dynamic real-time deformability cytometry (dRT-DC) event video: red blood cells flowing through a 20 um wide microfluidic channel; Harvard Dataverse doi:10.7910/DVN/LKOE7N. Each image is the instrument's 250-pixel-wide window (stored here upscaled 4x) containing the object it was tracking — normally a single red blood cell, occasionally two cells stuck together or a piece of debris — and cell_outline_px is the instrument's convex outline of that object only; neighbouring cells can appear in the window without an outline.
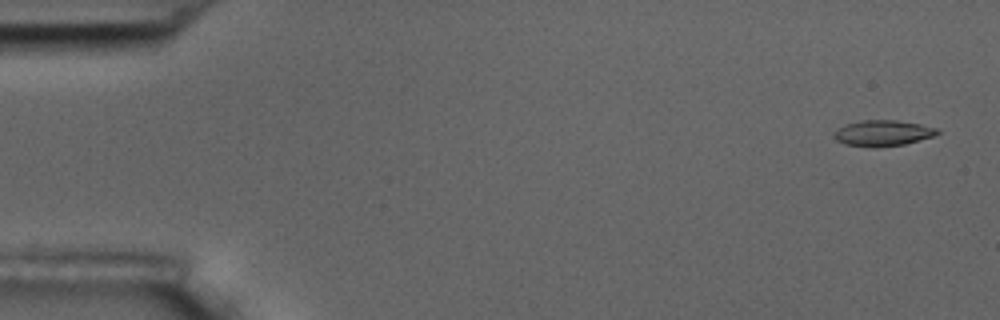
{"species": "common noctule bat (a hibernating species)", "species_latin": "Nyctalus noctula", "temperature_condition": "room temperature", "stored_images_in_passage": 9, "camera_frame_rate_fps": 3000, "um_per_image_px": 0.085, "animal": {"sex": "male", "body_mass_g": 17.5, "forearm_length_mm": 52.3}, "frame": {"image": 1, "passage_image": 1, "time_ms": 0.0, "image_size_px": [1000, 320], "cell_outline_px": [[940, 132], [932, 136], [904, 144], [876, 148], [844, 144], [836, 140], [832, 136], [836, 128], [844, 124], [860, 120], [896, 120], [920, 124], [940, 128]], "centroid_in_image_um": [74.99, 11.31], "position_along_channel_um": 10.0, "area_um2": 15.78}}
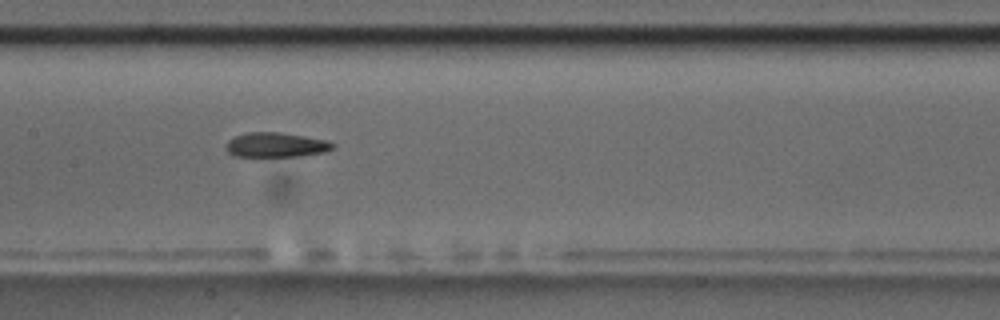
{"frame": {"image": 2, "passage_image": 8, "time_ms": 8.667, "image_size_px": [1000, 320], "cell_outline_px": [[336, 148], [324, 152], [300, 156], [232, 156], [228, 152], [228, 140], [236, 136], [248, 132], [280, 132], [328, 140], [336, 144]], "centroid_in_image_um": [23.53, 12.31], "position_along_channel_um": 183.9, "area_um2": 15.32}}
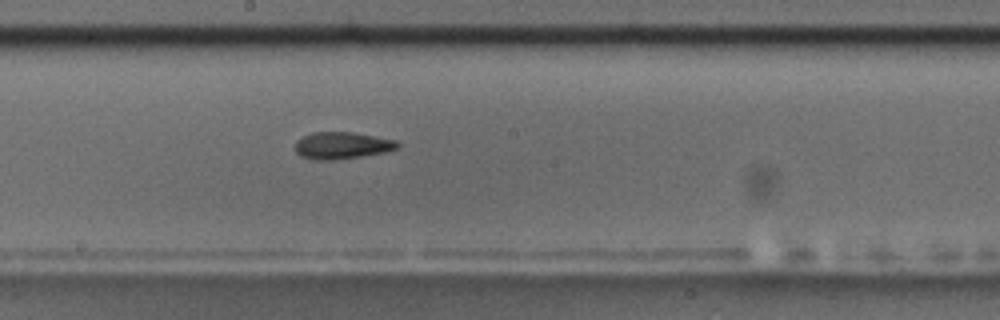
{"frame": {"image": 3, "passage_image": 9, "time_ms": 9.667, "image_size_px": [1000, 320], "cell_outline_px": [[400, 144], [396, 148], [384, 152], [364, 156], [332, 160], [312, 160], [300, 156], [296, 152], [296, 140], [312, 132], [352, 132], [396, 140]], "centroid_in_image_um": [29.04, 12.37], "position_along_channel_um": 219.2, "area_um2": 16.07}}